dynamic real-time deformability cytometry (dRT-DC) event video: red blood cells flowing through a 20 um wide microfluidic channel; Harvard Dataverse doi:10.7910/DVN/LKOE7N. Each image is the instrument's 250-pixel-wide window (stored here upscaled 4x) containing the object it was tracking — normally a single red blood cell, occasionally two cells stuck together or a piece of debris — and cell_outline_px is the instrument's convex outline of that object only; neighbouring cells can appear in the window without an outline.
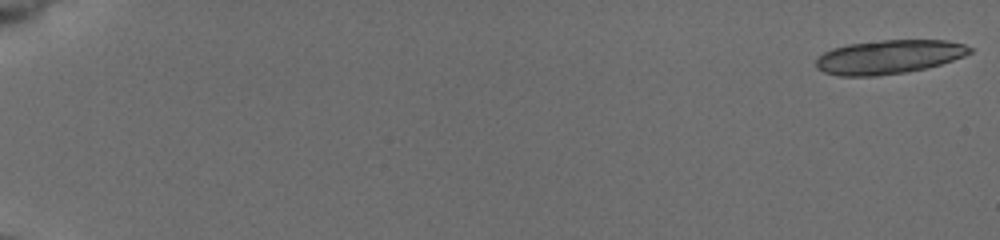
{"species": "common noctule bat (a hibernating species)", "species_latin": "Nyctalus noctula", "temperature_condition": "cold", "stored_images_in_passage": 28, "camera_frame_rate_fps": 3000, "um_per_image_px": 0.085, "animal": {"sex": "female", "body_mass_g": 19.5, "forearm_length_mm": 54.1}, "frame": {"image": 1, "passage_image": 1, "time_ms": 0.0, "image_size_px": [1000, 240], "cell_outline_px": [[972, 52], [964, 56], [940, 64], [924, 68], [904, 72], [876, 76], [840, 76], [824, 72], [816, 68], [816, 60], [824, 52], [832, 48], [848, 44], [880, 40], [944, 40], [964, 44], [972, 48]], "centroid_in_image_um": [75.53, 4.83], "position_along_channel_um": 9.5, "area_um2": 30.23}}